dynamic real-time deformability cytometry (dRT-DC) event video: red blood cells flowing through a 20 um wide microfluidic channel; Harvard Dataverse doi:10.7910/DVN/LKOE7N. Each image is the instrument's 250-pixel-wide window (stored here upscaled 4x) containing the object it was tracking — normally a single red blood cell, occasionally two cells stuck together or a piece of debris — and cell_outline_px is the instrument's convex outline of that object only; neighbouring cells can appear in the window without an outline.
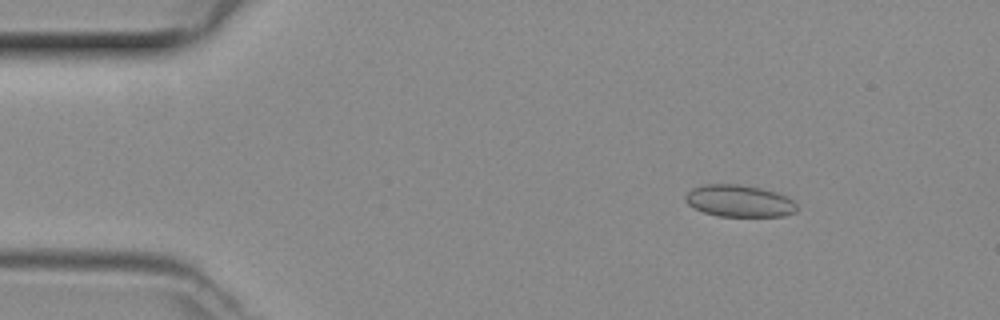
{"species": "common noctule bat (a hibernating species)", "species_latin": "Nyctalus noctula", "temperature_condition": "room temperature", "stored_images_in_passage": 49, "camera_frame_rate_fps": 3000, "um_per_image_px": 0.085, "animal": {"sex": "female", "body_mass_g": 29.2, "forearm_length_mm": 56.3}, "frame": {"image": 1, "passage_image": 7, "time_ms": 2.0, "image_size_px": [1000, 320], "cell_outline_px": [[796, 212], [784, 216], [720, 216], [704, 212], [688, 204], [684, 200], [684, 196], [692, 188], [704, 184], [740, 184], [760, 188], [776, 192], [788, 196], [796, 204]], "centroid_in_image_um": [62.84, 17.07], "position_along_channel_um": 22.2, "area_um2": 20.75}}
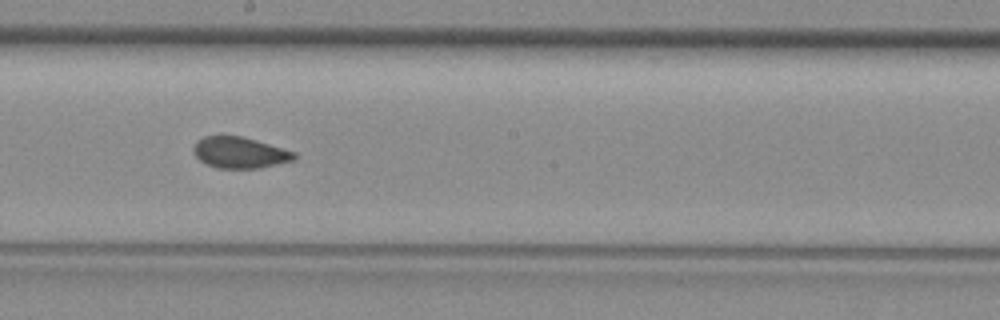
{"frame": {"image": 2, "passage_image": 27, "time_ms": 8.667, "image_size_px": [1000, 320], "cell_outline_px": [[296, 160], [260, 168], [216, 168], [200, 160], [196, 156], [192, 148], [204, 136], [224, 132], [244, 136], [296, 152]], "centroid_in_image_um": [20.39, 12.93], "position_along_channel_um": 227.8, "area_um2": 18.84}}
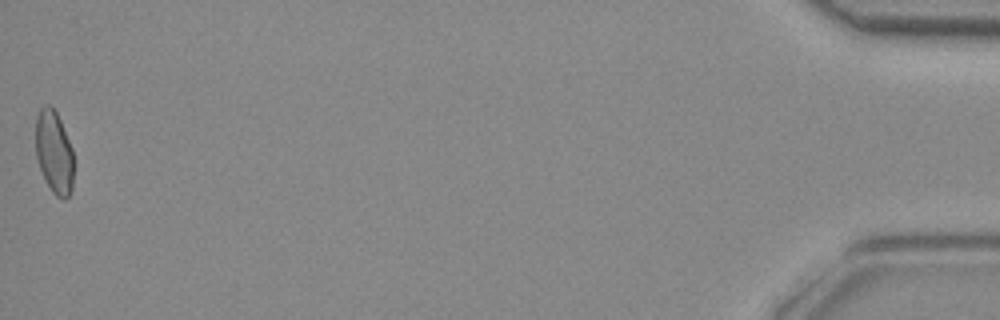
{"frame": {"image": 3, "passage_image": 49, "time_ms": 16.0, "image_size_px": [1000, 320], "cell_outline_px": [[72, 188], [68, 196], [64, 200], [56, 196], [52, 192], [40, 168], [36, 156], [36, 116], [40, 108], [44, 104], [48, 104], [56, 112], [60, 120], [72, 148]], "centroid_in_image_um": [4.58, 12.92], "position_along_channel_um": 430.6, "area_um2": 18.09}}